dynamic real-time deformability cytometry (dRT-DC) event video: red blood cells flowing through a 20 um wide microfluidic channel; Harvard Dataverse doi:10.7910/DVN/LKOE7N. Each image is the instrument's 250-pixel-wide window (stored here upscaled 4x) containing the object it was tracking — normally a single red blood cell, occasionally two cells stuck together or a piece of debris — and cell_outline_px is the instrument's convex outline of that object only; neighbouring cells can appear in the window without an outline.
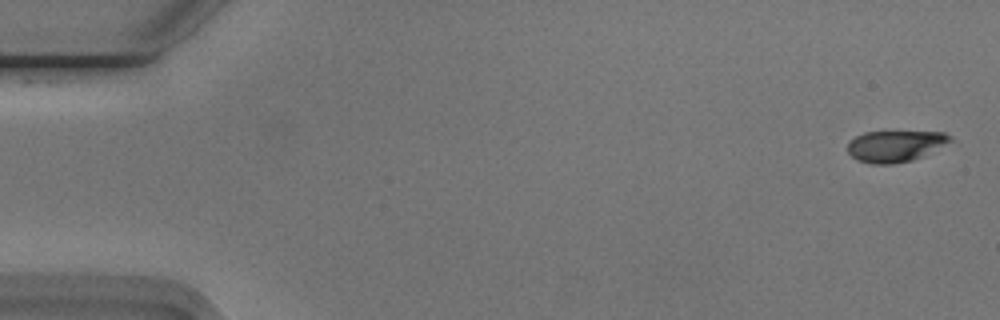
{"species": "Egyptian fruit bat (a non-hibernating species)", "species_latin": "Rousettus aegyptiacus", "temperature_condition": "cold", "stored_images_in_passage": 54, "camera_frame_rate_fps": 3000, "um_per_image_px": 0.085, "animal": {"sex": "male"}, "frame": {"image": 1, "passage_image": 1, "time_ms": 0.0, "image_size_px": [1000, 320], "cell_outline_px": [[952, 140], [912, 160], [892, 164], [872, 164], [860, 160], [852, 156], [848, 152], [848, 144], [856, 136], [864, 132], [944, 132], [952, 136]], "centroid_in_image_um": [76.07, 12.41], "position_along_channel_um": 8.9, "area_um2": 18.21}}
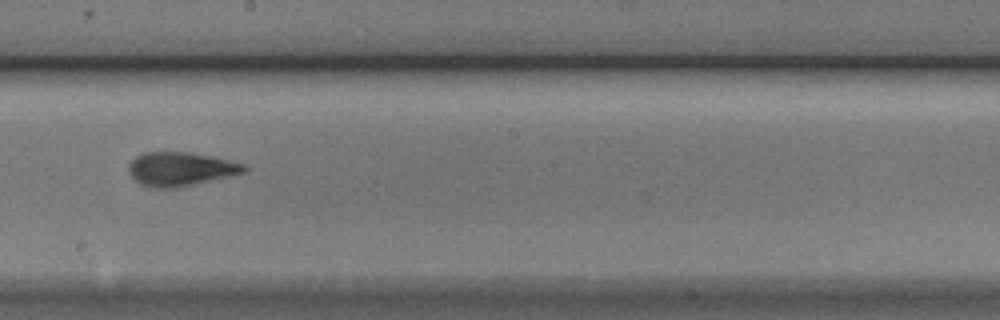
{"frame": {"image": 2, "passage_image": 30, "time_ms": 9.667, "image_size_px": [1000, 320], "cell_outline_px": [[248, 168], [244, 172], [180, 188], [156, 188], [140, 184], [132, 176], [128, 168], [128, 164], [136, 156], [144, 152], [188, 152], [208, 156], [244, 164]], "centroid_in_image_um": [15.31, 14.37], "position_along_channel_um": 232.9, "area_um2": 22.48}}
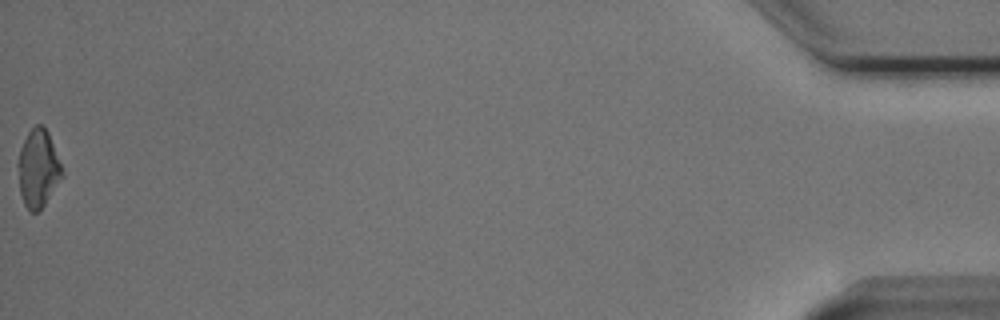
{"frame": {"image": 3, "passage_image": 54, "time_ms": 17.667, "image_size_px": [1000, 320], "cell_outline_px": [[64, 176], [44, 204], [36, 212], [32, 212], [24, 204], [20, 192], [16, 164], [20, 148], [28, 132], [36, 124], [40, 124], [48, 132], [60, 164]], "centroid_in_image_um": [3.21, 14.32], "position_along_channel_um": 432.0, "area_um2": 19.77}, "authors_computed_cell_mechanics": {"area_um2": 21.0103, "velocity_mm_per_s": 3.7722, "shape_relaxation_time_tau1_ms": 3.1092, "shape_relaxation_time_tau2_ms": 1.7465, "deformation_change_tau1": 0.1295, "deformation_change_tau2": 0.0623}}